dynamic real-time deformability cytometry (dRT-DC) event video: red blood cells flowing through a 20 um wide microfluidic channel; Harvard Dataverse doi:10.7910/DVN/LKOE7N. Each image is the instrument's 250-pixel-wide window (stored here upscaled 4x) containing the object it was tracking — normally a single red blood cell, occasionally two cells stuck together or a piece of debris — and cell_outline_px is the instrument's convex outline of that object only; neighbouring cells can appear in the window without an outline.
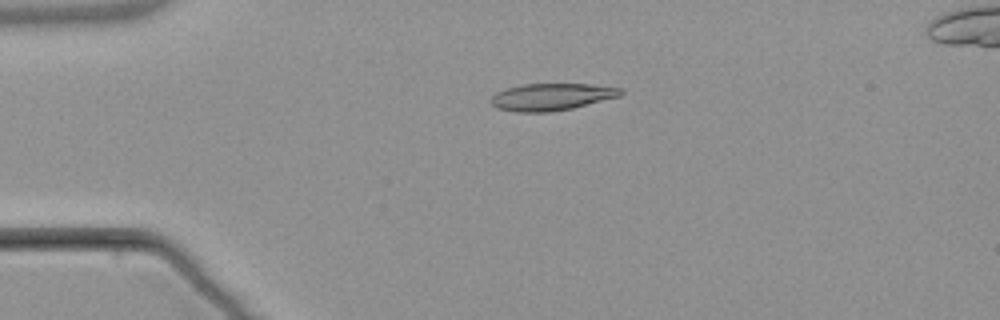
{"species": "common noctule bat (a hibernating species)", "species_latin": "Nyctalus noctula", "temperature_condition": "warm", "stored_images_in_passage": 5, "camera_frame_rate_fps": 3000, "um_per_image_px": 0.085, "animal": {"sex": "male", "body_mass_g": 21.5, "forearm_length_mm": 52.0}, "frame": {"image": 1, "passage_image": 3, "time_ms": 3.333, "image_size_px": [1000, 320], "cell_outline_px": [[624, 92], [620, 96], [572, 108], [548, 112], [516, 112], [496, 108], [488, 100], [496, 92], [520, 84], [588, 84], [624, 88]], "centroid_in_image_um": [46.86, 8.23], "position_along_channel_um": 38.1, "area_um2": 20.52}}